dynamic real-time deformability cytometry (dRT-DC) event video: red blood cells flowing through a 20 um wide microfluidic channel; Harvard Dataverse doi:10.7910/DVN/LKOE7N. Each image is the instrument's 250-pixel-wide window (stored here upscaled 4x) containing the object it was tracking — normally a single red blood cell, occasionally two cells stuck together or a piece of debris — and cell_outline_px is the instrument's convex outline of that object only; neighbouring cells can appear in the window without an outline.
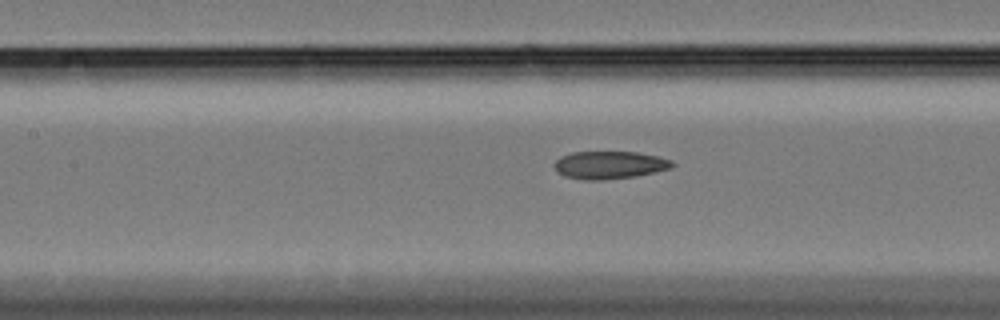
{"species": "Egyptian fruit bat (a non-hibernating species)", "species_latin": "Rousettus aegyptiacus", "temperature_condition": "cold", "stored_images_in_passage": 46, "camera_frame_rate_fps": 3000, "um_per_image_px": 0.085, "animal": {"sex": "female"}, "frame": {"image": 1, "passage_image": 12, "time_ms": 3.667, "image_size_px": [1000, 320], "cell_outline_px": [[676, 164], [672, 168], [636, 176], [604, 180], [584, 180], [564, 176], [556, 172], [552, 164], [560, 156], [572, 152], [636, 152], [656, 156], [672, 160]], "centroid_in_image_um": [51.78, 14.03], "position_along_channel_um": 155.6, "area_um2": 19.25}}
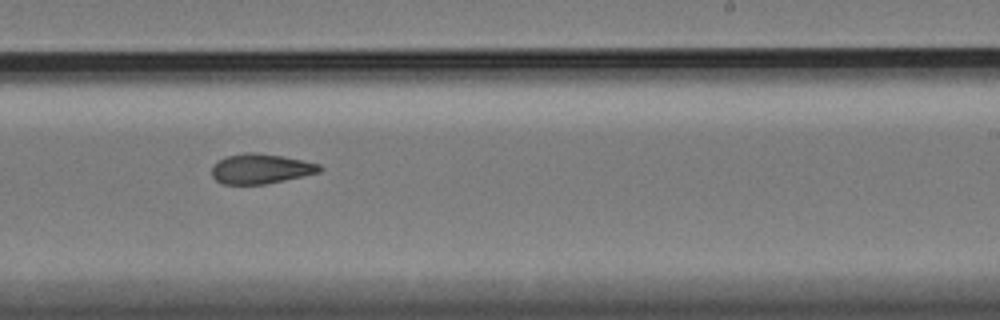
{"frame": {"image": 2, "passage_image": 22, "time_ms": 7.0, "image_size_px": [1000, 320], "cell_outline_px": [[324, 168], [320, 172], [304, 176], [264, 184], [220, 184], [212, 176], [212, 164], [224, 156], [244, 152], [256, 152], [280, 156], [320, 164]], "centroid_in_image_um": [22.12, 14.34], "position_along_channel_um": 266.9, "area_um2": 18.9}}
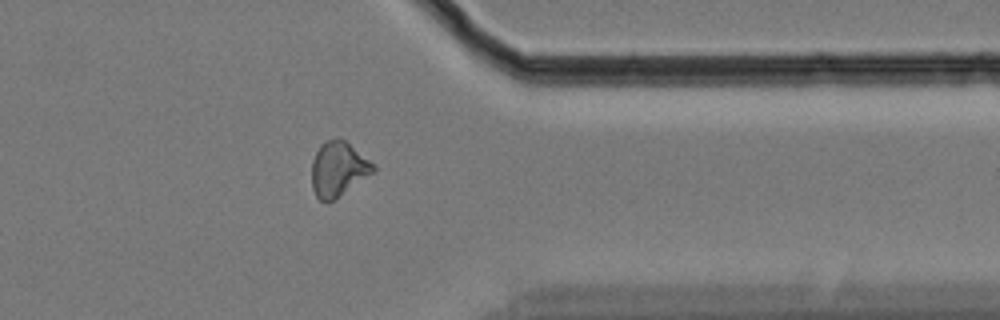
{"frame": {"image": 3, "passage_image": 33, "time_ms": 10.667, "image_size_px": [1000, 320], "cell_outline_px": [[376, 168], [372, 172], [332, 200], [320, 200], [316, 196], [312, 188], [312, 160], [320, 144], [324, 140], [340, 136], [376, 164]], "centroid_in_image_um": [28.73, 14.29], "position_along_channel_um": 382.7, "area_um2": 19.42}, "authors_computed_cell_mechanics": {"area_um2": 19.1896, "velocity_mm_per_s": 3.3446, "shape_relaxation_time_tau1_ms": null, "shape_relaxation_time_tau2_ms": 4.8871, "deformation_change_tau1": null, "deformation_change_tau2": 0.1136}}